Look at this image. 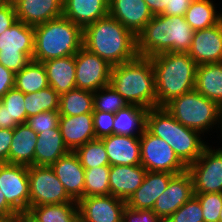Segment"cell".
<instances>
[{
    "label": "cell",
    "instance_id": "37",
    "mask_svg": "<svg viewBox=\"0 0 222 222\" xmlns=\"http://www.w3.org/2000/svg\"><path fill=\"white\" fill-rule=\"evenodd\" d=\"M9 114V129H14L18 124L26 123L25 94L17 88H11L1 99Z\"/></svg>",
    "mask_w": 222,
    "mask_h": 222
},
{
    "label": "cell",
    "instance_id": "49",
    "mask_svg": "<svg viewBox=\"0 0 222 222\" xmlns=\"http://www.w3.org/2000/svg\"><path fill=\"white\" fill-rule=\"evenodd\" d=\"M153 15H160L167 7L168 0H144Z\"/></svg>",
    "mask_w": 222,
    "mask_h": 222
},
{
    "label": "cell",
    "instance_id": "39",
    "mask_svg": "<svg viewBox=\"0 0 222 222\" xmlns=\"http://www.w3.org/2000/svg\"><path fill=\"white\" fill-rule=\"evenodd\" d=\"M202 212L199 200L193 196L164 222H204Z\"/></svg>",
    "mask_w": 222,
    "mask_h": 222
},
{
    "label": "cell",
    "instance_id": "20",
    "mask_svg": "<svg viewBox=\"0 0 222 222\" xmlns=\"http://www.w3.org/2000/svg\"><path fill=\"white\" fill-rule=\"evenodd\" d=\"M147 170L140 165H111L109 171L110 194L127 201L142 185Z\"/></svg>",
    "mask_w": 222,
    "mask_h": 222
},
{
    "label": "cell",
    "instance_id": "7",
    "mask_svg": "<svg viewBox=\"0 0 222 222\" xmlns=\"http://www.w3.org/2000/svg\"><path fill=\"white\" fill-rule=\"evenodd\" d=\"M163 108L182 125L200 133L220 123L221 106L195 89L177 96Z\"/></svg>",
    "mask_w": 222,
    "mask_h": 222
},
{
    "label": "cell",
    "instance_id": "12",
    "mask_svg": "<svg viewBox=\"0 0 222 222\" xmlns=\"http://www.w3.org/2000/svg\"><path fill=\"white\" fill-rule=\"evenodd\" d=\"M76 88L95 92L109 85L112 66L82 47L75 54Z\"/></svg>",
    "mask_w": 222,
    "mask_h": 222
},
{
    "label": "cell",
    "instance_id": "33",
    "mask_svg": "<svg viewBox=\"0 0 222 222\" xmlns=\"http://www.w3.org/2000/svg\"><path fill=\"white\" fill-rule=\"evenodd\" d=\"M60 116H79L93 113V92L74 88L60 95Z\"/></svg>",
    "mask_w": 222,
    "mask_h": 222
},
{
    "label": "cell",
    "instance_id": "21",
    "mask_svg": "<svg viewBox=\"0 0 222 222\" xmlns=\"http://www.w3.org/2000/svg\"><path fill=\"white\" fill-rule=\"evenodd\" d=\"M59 127L64 144L69 151L74 152L85 143L96 139L92 113L79 116H59Z\"/></svg>",
    "mask_w": 222,
    "mask_h": 222
},
{
    "label": "cell",
    "instance_id": "52",
    "mask_svg": "<svg viewBox=\"0 0 222 222\" xmlns=\"http://www.w3.org/2000/svg\"><path fill=\"white\" fill-rule=\"evenodd\" d=\"M5 1L11 3L15 7L22 0H5Z\"/></svg>",
    "mask_w": 222,
    "mask_h": 222
},
{
    "label": "cell",
    "instance_id": "14",
    "mask_svg": "<svg viewBox=\"0 0 222 222\" xmlns=\"http://www.w3.org/2000/svg\"><path fill=\"white\" fill-rule=\"evenodd\" d=\"M79 222H122L126 201L110 195L89 196L78 202Z\"/></svg>",
    "mask_w": 222,
    "mask_h": 222
},
{
    "label": "cell",
    "instance_id": "2",
    "mask_svg": "<svg viewBox=\"0 0 222 222\" xmlns=\"http://www.w3.org/2000/svg\"><path fill=\"white\" fill-rule=\"evenodd\" d=\"M193 34L184 16L154 15L136 35V51L142 57L163 52L187 53Z\"/></svg>",
    "mask_w": 222,
    "mask_h": 222
},
{
    "label": "cell",
    "instance_id": "41",
    "mask_svg": "<svg viewBox=\"0 0 222 222\" xmlns=\"http://www.w3.org/2000/svg\"><path fill=\"white\" fill-rule=\"evenodd\" d=\"M59 116L58 111H45L27 118L26 123L38 134L42 131L57 128L59 126Z\"/></svg>",
    "mask_w": 222,
    "mask_h": 222
},
{
    "label": "cell",
    "instance_id": "9",
    "mask_svg": "<svg viewBox=\"0 0 222 222\" xmlns=\"http://www.w3.org/2000/svg\"><path fill=\"white\" fill-rule=\"evenodd\" d=\"M141 165L147 171H160L175 175L187 171L173 148L163 139L153 135L147 128L140 135Z\"/></svg>",
    "mask_w": 222,
    "mask_h": 222
},
{
    "label": "cell",
    "instance_id": "15",
    "mask_svg": "<svg viewBox=\"0 0 222 222\" xmlns=\"http://www.w3.org/2000/svg\"><path fill=\"white\" fill-rule=\"evenodd\" d=\"M194 196L192 176L188 171L175 175L157 198L153 211L165 221L180 206Z\"/></svg>",
    "mask_w": 222,
    "mask_h": 222
},
{
    "label": "cell",
    "instance_id": "47",
    "mask_svg": "<svg viewBox=\"0 0 222 222\" xmlns=\"http://www.w3.org/2000/svg\"><path fill=\"white\" fill-rule=\"evenodd\" d=\"M15 74L0 64V99L14 87Z\"/></svg>",
    "mask_w": 222,
    "mask_h": 222
},
{
    "label": "cell",
    "instance_id": "26",
    "mask_svg": "<svg viewBox=\"0 0 222 222\" xmlns=\"http://www.w3.org/2000/svg\"><path fill=\"white\" fill-rule=\"evenodd\" d=\"M43 65L47 73L49 86L59 95L76 88L75 55L50 59L43 62Z\"/></svg>",
    "mask_w": 222,
    "mask_h": 222
},
{
    "label": "cell",
    "instance_id": "25",
    "mask_svg": "<svg viewBox=\"0 0 222 222\" xmlns=\"http://www.w3.org/2000/svg\"><path fill=\"white\" fill-rule=\"evenodd\" d=\"M70 151L64 144L60 127L38 133L35 145L34 165L51 166Z\"/></svg>",
    "mask_w": 222,
    "mask_h": 222
},
{
    "label": "cell",
    "instance_id": "32",
    "mask_svg": "<svg viewBox=\"0 0 222 222\" xmlns=\"http://www.w3.org/2000/svg\"><path fill=\"white\" fill-rule=\"evenodd\" d=\"M49 86L43 63L31 60L15 74L14 87L24 94L35 93Z\"/></svg>",
    "mask_w": 222,
    "mask_h": 222
},
{
    "label": "cell",
    "instance_id": "5",
    "mask_svg": "<svg viewBox=\"0 0 222 222\" xmlns=\"http://www.w3.org/2000/svg\"><path fill=\"white\" fill-rule=\"evenodd\" d=\"M82 47L83 29L64 16L34 26L33 61L75 55Z\"/></svg>",
    "mask_w": 222,
    "mask_h": 222
},
{
    "label": "cell",
    "instance_id": "17",
    "mask_svg": "<svg viewBox=\"0 0 222 222\" xmlns=\"http://www.w3.org/2000/svg\"><path fill=\"white\" fill-rule=\"evenodd\" d=\"M109 16L119 21L135 36L153 18L144 0H109Z\"/></svg>",
    "mask_w": 222,
    "mask_h": 222
},
{
    "label": "cell",
    "instance_id": "50",
    "mask_svg": "<svg viewBox=\"0 0 222 222\" xmlns=\"http://www.w3.org/2000/svg\"><path fill=\"white\" fill-rule=\"evenodd\" d=\"M0 128L9 129V114L5 106L0 102Z\"/></svg>",
    "mask_w": 222,
    "mask_h": 222
},
{
    "label": "cell",
    "instance_id": "8",
    "mask_svg": "<svg viewBox=\"0 0 222 222\" xmlns=\"http://www.w3.org/2000/svg\"><path fill=\"white\" fill-rule=\"evenodd\" d=\"M34 26L17 21L0 35V64L14 74L33 57Z\"/></svg>",
    "mask_w": 222,
    "mask_h": 222
},
{
    "label": "cell",
    "instance_id": "29",
    "mask_svg": "<svg viewBox=\"0 0 222 222\" xmlns=\"http://www.w3.org/2000/svg\"><path fill=\"white\" fill-rule=\"evenodd\" d=\"M149 109L137 105H128L115 113L113 134L124 136H140L147 125ZM137 130V135L134 133Z\"/></svg>",
    "mask_w": 222,
    "mask_h": 222
},
{
    "label": "cell",
    "instance_id": "28",
    "mask_svg": "<svg viewBox=\"0 0 222 222\" xmlns=\"http://www.w3.org/2000/svg\"><path fill=\"white\" fill-rule=\"evenodd\" d=\"M194 89L222 106V62L197 65Z\"/></svg>",
    "mask_w": 222,
    "mask_h": 222
},
{
    "label": "cell",
    "instance_id": "38",
    "mask_svg": "<svg viewBox=\"0 0 222 222\" xmlns=\"http://www.w3.org/2000/svg\"><path fill=\"white\" fill-rule=\"evenodd\" d=\"M128 105L129 103L111 85L104 86L93 92V111L115 114Z\"/></svg>",
    "mask_w": 222,
    "mask_h": 222
},
{
    "label": "cell",
    "instance_id": "24",
    "mask_svg": "<svg viewBox=\"0 0 222 222\" xmlns=\"http://www.w3.org/2000/svg\"><path fill=\"white\" fill-rule=\"evenodd\" d=\"M109 0H63V16L80 28L109 15Z\"/></svg>",
    "mask_w": 222,
    "mask_h": 222
},
{
    "label": "cell",
    "instance_id": "13",
    "mask_svg": "<svg viewBox=\"0 0 222 222\" xmlns=\"http://www.w3.org/2000/svg\"><path fill=\"white\" fill-rule=\"evenodd\" d=\"M0 190L6 201L18 212L29 210L28 166L20 164H0Z\"/></svg>",
    "mask_w": 222,
    "mask_h": 222
},
{
    "label": "cell",
    "instance_id": "44",
    "mask_svg": "<svg viewBox=\"0 0 222 222\" xmlns=\"http://www.w3.org/2000/svg\"><path fill=\"white\" fill-rule=\"evenodd\" d=\"M15 7L7 2H0V35L17 22Z\"/></svg>",
    "mask_w": 222,
    "mask_h": 222
},
{
    "label": "cell",
    "instance_id": "1",
    "mask_svg": "<svg viewBox=\"0 0 222 222\" xmlns=\"http://www.w3.org/2000/svg\"><path fill=\"white\" fill-rule=\"evenodd\" d=\"M83 47L112 67L138 56L136 36L109 15L83 29Z\"/></svg>",
    "mask_w": 222,
    "mask_h": 222
},
{
    "label": "cell",
    "instance_id": "23",
    "mask_svg": "<svg viewBox=\"0 0 222 222\" xmlns=\"http://www.w3.org/2000/svg\"><path fill=\"white\" fill-rule=\"evenodd\" d=\"M15 10L18 21L36 26L63 16V0H22Z\"/></svg>",
    "mask_w": 222,
    "mask_h": 222
},
{
    "label": "cell",
    "instance_id": "42",
    "mask_svg": "<svg viewBox=\"0 0 222 222\" xmlns=\"http://www.w3.org/2000/svg\"><path fill=\"white\" fill-rule=\"evenodd\" d=\"M92 114L95 138L102 139L112 135L115 115L102 111H93Z\"/></svg>",
    "mask_w": 222,
    "mask_h": 222
},
{
    "label": "cell",
    "instance_id": "54",
    "mask_svg": "<svg viewBox=\"0 0 222 222\" xmlns=\"http://www.w3.org/2000/svg\"><path fill=\"white\" fill-rule=\"evenodd\" d=\"M220 121H221V130H222V106H221V117H220ZM221 133H222V131H221Z\"/></svg>",
    "mask_w": 222,
    "mask_h": 222
},
{
    "label": "cell",
    "instance_id": "3",
    "mask_svg": "<svg viewBox=\"0 0 222 222\" xmlns=\"http://www.w3.org/2000/svg\"><path fill=\"white\" fill-rule=\"evenodd\" d=\"M109 85L129 105L147 109L157 107L155 71L149 57L137 56L132 61L113 66Z\"/></svg>",
    "mask_w": 222,
    "mask_h": 222
},
{
    "label": "cell",
    "instance_id": "36",
    "mask_svg": "<svg viewBox=\"0 0 222 222\" xmlns=\"http://www.w3.org/2000/svg\"><path fill=\"white\" fill-rule=\"evenodd\" d=\"M74 153L78 156L80 164L84 169L110 165L105 146L101 139L96 138L85 143L77 148Z\"/></svg>",
    "mask_w": 222,
    "mask_h": 222
},
{
    "label": "cell",
    "instance_id": "55",
    "mask_svg": "<svg viewBox=\"0 0 222 222\" xmlns=\"http://www.w3.org/2000/svg\"><path fill=\"white\" fill-rule=\"evenodd\" d=\"M219 222H222V207H221V211H220V219Z\"/></svg>",
    "mask_w": 222,
    "mask_h": 222
},
{
    "label": "cell",
    "instance_id": "11",
    "mask_svg": "<svg viewBox=\"0 0 222 222\" xmlns=\"http://www.w3.org/2000/svg\"><path fill=\"white\" fill-rule=\"evenodd\" d=\"M206 146L202 155L187 167L194 193H222V148Z\"/></svg>",
    "mask_w": 222,
    "mask_h": 222
},
{
    "label": "cell",
    "instance_id": "22",
    "mask_svg": "<svg viewBox=\"0 0 222 222\" xmlns=\"http://www.w3.org/2000/svg\"><path fill=\"white\" fill-rule=\"evenodd\" d=\"M111 165H140V136L112 134L101 139Z\"/></svg>",
    "mask_w": 222,
    "mask_h": 222
},
{
    "label": "cell",
    "instance_id": "19",
    "mask_svg": "<svg viewBox=\"0 0 222 222\" xmlns=\"http://www.w3.org/2000/svg\"><path fill=\"white\" fill-rule=\"evenodd\" d=\"M174 176L168 172L147 171L142 185L128 198L126 206L137 210H152L157 198Z\"/></svg>",
    "mask_w": 222,
    "mask_h": 222
},
{
    "label": "cell",
    "instance_id": "48",
    "mask_svg": "<svg viewBox=\"0 0 222 222\" xmlns=\"http://www.w3.org/2000/svg\"><path fill=\"white\" fill-rule=\"evenodd\" d=\"M19 213L6 201V198L0 190V215L4 216L9 222H15Z\"/></svg>",
    "mask_w": 222,
    "mask_h": 222
},
{
    "label": "cell",
    "instance_id": "46",
    "mask_svg": "<svg viewBox=\"0 0 222 222\" xmlns=\"http://www.w3.org/2000/svg\"><path fill=\"white\" fill-rule=\"evenodd\" d=\"M192 0H168L166 9L161 15L166 16H185Z\"/></svg>",
    "mask_w": 222,
    "mask_h": 222
},
{
    "label": "cell",
    "instance_id": "43",
    "mask_svg": "<svg viewBox=\"0 0 222 222\" xmlns=\"http://www.w3.org/2000/svg\"><path fill=\"white\" fill-rule=\"evenodd\" d=\"M122 222H164L153 210H137L128 206L123 211Z\"/></svg>",
    "mask_w": 222,
    "mask_h": 222
},
{
    "label": "cell",
    "instance_id": "51",
    "mask_svg": "<svg viewBox=\"0 0 222 222\" xmlns=\"http://www.w3.org/2000/svg\"><path fill=\"white\" fill-rule=\"evenodd\" d=\"M15 222H38L28 212L19 213L16 216Z\"/></svg>",
    "mask_w": 222,
    "mask_h": 222
},
{
    "label": "cell",
    "instance_id": "27",
    "mask_svg": "<svg viewBox=\"0 0 222 222\" xmlns=\"http://www.w3.org/2000/svg\"><path fill=\"white\" fill-rule=\"evenodd\" d=\"M38 134L27 123L18 124L13 129L10 144L9 163L31 166L34 165L35 145Z\"/></svg>",
    "mask_w": 222,
    "mask_h": 222
},
{
    "label": "cell",
    "instance_id": "10",
    "mask_svg": "<svg viewBox=\"0 0 222 222\" xmlns=\"http://www.w3.org/2000/svg\"><path fill=\"white\" fill-rule=\"evenodd\" d=\"M28 180L29 208L73 201L51 166H28Z\"/></svg>",
    "mask_w": 222,
    "mask_h": 222
},
{
    "label": "cell",
    "instance_id": "30",
    "mask_svg": "<svg viewBox=\"0 0 222 222\" xmlns=\"http://www.w3.org/2000/svg\"><path fill=\"white\" fill-rule=\"evenodd\" d=\"M38 222H79L76 201L30 207L27 211Z\"/></svg>",
    "mask_w": 222,
    "mask_h": 222
},
{
    "label": "cell",
    "instance_id": "6",
    "mask_svg": "<svg viewBox=\"0 0 222 222\" xmlns=\"http://www.w3.org/2000/svg\"><path fill=\"white\" fill-rule=\"evenodd\" d=\"M146 128L166 141L187 167L202 155L207 146L201 140L200 132L182 125L163 107L149 109Z\"/></svg>",
    "mask_w": 222,
    "mask_h": 222
},
{
    "label": "cell",
    "instance_id": "35",
    "mask_svg": "<svg viewBox=\"0 0 222 222\" xmlns=\"http://www.w3.org/2000/svg\"><path fill=\"white\" fill-rule=\"evenodd\" d=\"M109 171L110 165L85 169L84 197L110 195Z\"/></svg>",
    "mask_w": 222,
    "mask_h": 222
},
{
    "label": "cell",
    "instance_id": "45",
    "mask_svg": "<svg viewBox=\"0 0 222 222\" xmlns=\"http://www.w3.org/2000/svg\"><path fill=\"white\" fill-rule=\"evenodd\" d=\"M12 138L13 129L0 128V164L9 163V151Z\"/></svg>",
    "mask_w": 222,
    "mask_h": 222
},
{
    "label": "cell",
    "instance_id": "40",
    "mask_svg": "<svg viewBox=\"0 0 222 222\" xmlns=\"http://www.w3.org/2000/svg\"><path fill=\"white\" fill-rule=\"evenodd\" d=\"M202 207L204 222H219L222 193H194Z\"/></svg>",
    "mask_w": 222,
    "mask_h": 222
},
{
    "label": "cell",
    "instance_id": "34",
    "mask_svg": "<svg viewBox=\"0 0 222 222\" xmlns=\"http://www.w3.org/2000/svg\"><path fill=\"white\" fill-rule=\"evenodd\" d=\"M60 95L50 86L35 93L25 94L27 118L45 111H58Z\"/></svg>",
    "mask_w": 222,
    "mask_h": 222
},
{
    "label": "cell",
    "instance_id": "31",
    "mask_svg": "<svg viewBox=\"0 0 222 222\" xmlns=\"http://www.w3.org/2000/svg\"><path fill=\"white\" fill-rule=\"evenodd\" d=\"M211 0H192L185 13V20L194 31L207 29L222 20V14H217Z\"/></svg>",
    "mask_w": 222,
    "mask_h": 222
},
{
    "label": "cell",
    "instance_id": "4",
    "mask_svg": "<svg viewBox=\"0 0 222 222\" xmlns=\"http://www.w3.org/2000/svg\"><path fill=\"white\" fill-rule=\"evenodd\" d=\"M149 58L155 71L157 107L194 90L197 64L188 53L163 52Z\"/></svg>",
    "mask_w": 222,
    "mask_h": 222
},
{
    "label": "cell",
    "instance_id": "18",
    "mask_svg": "<svg viewBox=\"0 0 222 222\" xmlns=\"http://www.w3.org/2000/svg\"><path fill=\"white\" fill-rule=\"evenodd\" d=\"M51 168L72 200L78 202L84 198L85 169L73 151L60 157Z\"/></svg>",
    "mask_w": 222,
    "mask_h": 222
},
{
    "label": "cell",
    "instance_id": "53",
    "mask_svg": "<svg viewBox=\"0 0 222 222\" xmlns=\"http://www.w3.org/2000/svg\"><path fill=\"white\" fill-rule=\"evenodd\" d=\"M0 222H9L4 216L0 215Z\"/></svg>",
    "mask_w": 222,
    "mask_h": 222
},
{
    "label": "cell",
    "instance_id": "16",
    "mask_svg": "<svg viewBox=\"0 0 222 222\" xmlns=\"http://www.w3.org/2000/svg\"><path fill=\"white\" fill-rule=\"evenodd\" d=\"M187 53L197 65L222 62V20L210 28L194 31Z\"/></svg>",
    "mask_w": 222,
    "mask_h": 222
}]
</instances>
